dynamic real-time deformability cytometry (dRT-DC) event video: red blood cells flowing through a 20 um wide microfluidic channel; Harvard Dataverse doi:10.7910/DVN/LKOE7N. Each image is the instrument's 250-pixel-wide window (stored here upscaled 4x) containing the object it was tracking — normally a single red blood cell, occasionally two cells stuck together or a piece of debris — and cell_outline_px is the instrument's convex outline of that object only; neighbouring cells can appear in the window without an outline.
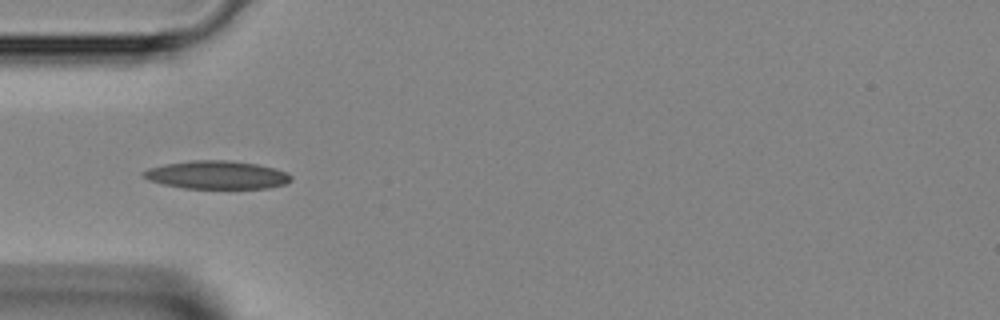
{"species": "Egyptian fruit bat (a non-hibernating species)", "species_latin": "Rousettus aegyptiacus", "temperature_condition": "room temperature", "stored_images_in_passage": 25, "camera_frame_rate_fps": 3000, "um_per_image_px": 0.085, "animal": {"sex": "female"}, "frame": {"image": 1, "passage_image": 4, "time_ms": 1.0, "image_size_px": [1000, 320], "cell_outline_px": [[292, 180], [284, 184], [268, 188], [184, 188], [164, 184], [148, 180], [140, 176], [140, 172], [148, 168], [164, 164], [192, 160], [228, 160], [256, 164], [276, 168], [288, 172], [292, 176]], "centroid_in_image_um": [18.41, 14.86], "position_along_channel_um": 66.6, "area_um2": 24.39}}
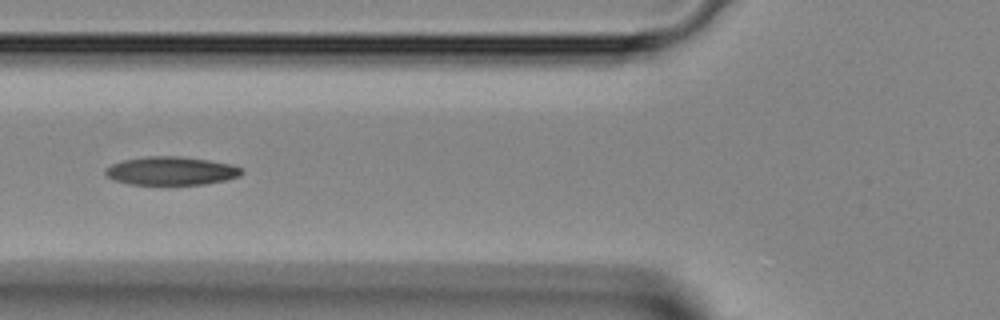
{"frame": {"image": 2, "passage_image": 7, "time_ms": 2.0, "image_size_px": [1000, 320], "cell_outline_px": [[244, 172], [240, 176], [228, 180], [204, 184], [128, 184], [112, 180], [104, 172], [104, 168], [112, 164], [124, 160], [148, 156], [180, 156], [208, 160], [232, 164], [244, 168]], "centroid_in_image_um": [14.58, 14.52], "position_along_channel_um": 111.2, "area_um2": 22.72}}
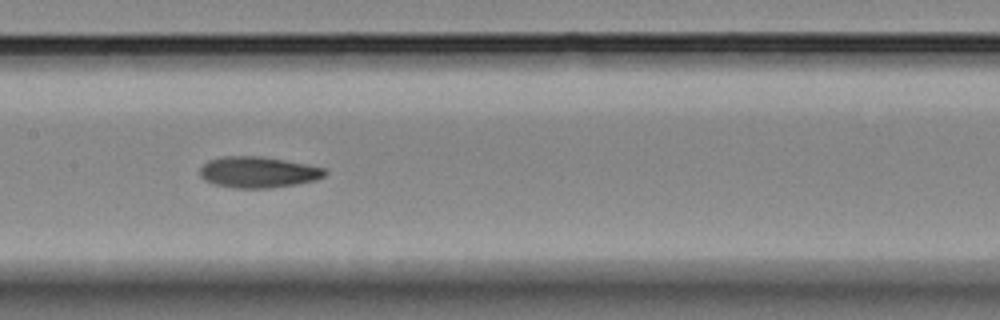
{"frame": {"image": 3, "passage_image": 12, "time_ms": 3.667, "image_size_px": [1000, 320], "cell_outline_px": [[328, 172], [324, 176], [316, 180], [296, 184], [272, 188], [236, 188], [212, 184], [204, 180], [200, 176], [200, 168], [208, 160], [220, 156], [260, 156], [284, 160], [328, 168]], "centroid_in_image_um": [21.94, 14.63], "position_along_channel_um": 185.5, "area_um2": 22.89}}